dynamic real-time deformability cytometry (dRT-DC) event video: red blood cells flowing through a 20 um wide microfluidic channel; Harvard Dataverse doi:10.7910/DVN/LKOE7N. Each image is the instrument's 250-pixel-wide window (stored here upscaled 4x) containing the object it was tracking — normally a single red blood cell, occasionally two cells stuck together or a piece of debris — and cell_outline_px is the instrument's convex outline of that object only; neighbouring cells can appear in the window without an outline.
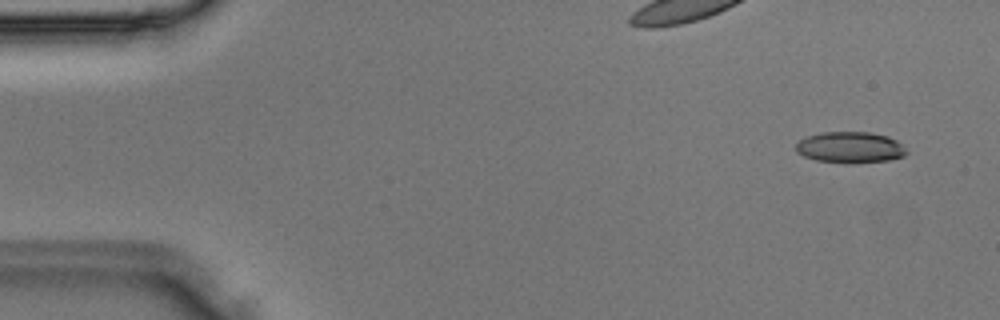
{"species": "Egyptian fruit bat (a non-hibernating species)", "species_latin": "Rousettus aegyptiacus", "temperature_condition": "room temperature", "stored_images_in_passage": 38, "camera_frame_rate_fps": 3000, "um_per_image_px": 0.085, "animal": {"sex": "male"}, "frame": {"image": 1, "passage_image": 3, "time_ms": 0.667, "image_size_px": [1000, 320], "cell_outline_px": [[908, 152], [904, 156], [888, 160], [816, 160], [804, 156], [796, 152], [796, 144], [800, 140], [808, 136], [824, 132], [868, 132], [888, 136], [896, 140]], "centroid_in_image_um": [72.25, 12.47], "position_along_channel_um": 12.7, "area_um2": 19.02}}
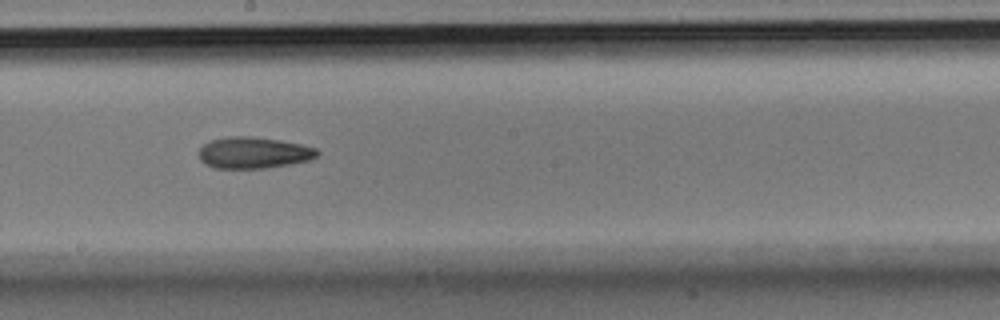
{"frame": {"image": 2, "passage_image": 21, "time_ms": 6.667, "image_size_px": [1000, 320], "cell_outline_px": [[320, 152], [316, 156], [308, 160], [288, 164], [264, 168], [216, 168], [200, 160], [200, 148], [204, 144], [212, 140], [228, 136], [248, 136], [280, 140], [300, 144], [316, 148]], "centroid_in_image_um": [21.56, 12.97], "position_along_channel_um": 226.6, "area_um2": 21.33}}
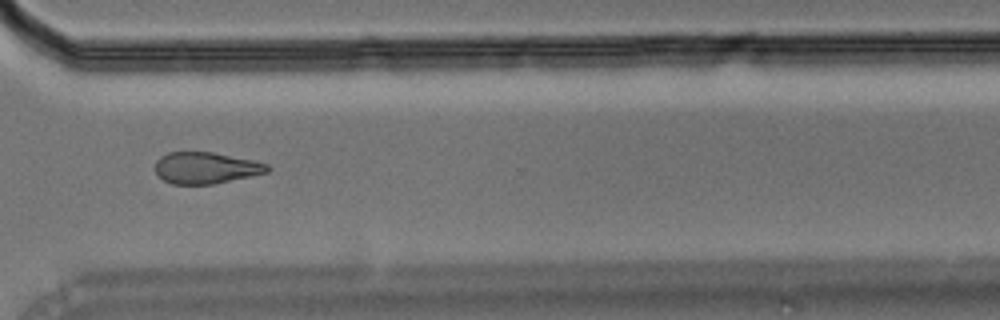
{"frame": {"image": 3, "passage_image": 28, "time_ms": 9.0, "image_size_px": [1000, 320], "cell_outline_px": [[272, 168], [268, 172], [212, 184], [172, 184], [156, 176], [156, 160], [160, 156], [168, 152], [212, 152], [252, 160], [268, 164]], "centroid_in_image_um": [17.47, 14.27], "position_along_channel_um": 353.1, "area_um2": 20.52}}